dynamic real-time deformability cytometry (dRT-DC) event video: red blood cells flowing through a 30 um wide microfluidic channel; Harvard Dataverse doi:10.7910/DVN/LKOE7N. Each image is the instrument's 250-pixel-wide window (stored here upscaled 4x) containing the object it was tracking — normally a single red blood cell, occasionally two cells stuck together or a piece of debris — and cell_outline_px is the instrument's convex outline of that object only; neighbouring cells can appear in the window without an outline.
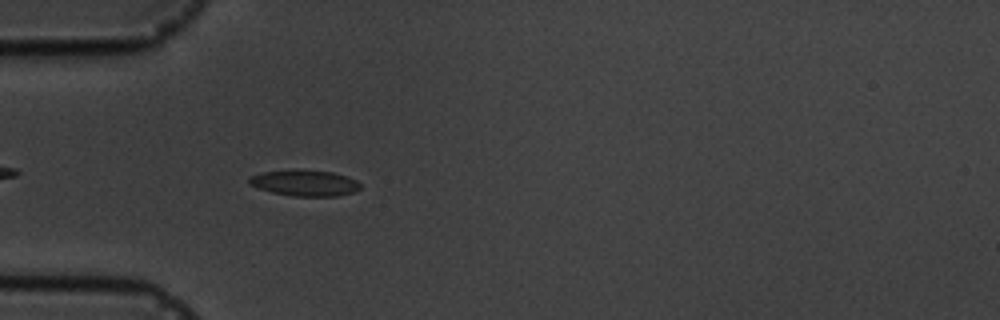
{"species": "common noctule bat (a hibernating species)", "species_latin": "Nyctalus noctula", "temperature_condition": "cold", "stored_images_in_passage": 5, "camera_frame_rate_fps": 3000, "um_per_image_px": 0.085, "animal": {"sex": "male", "body_mass_g": 19.5, "forearm_length_mm": 54.6}, "frame": {"image": 1, "passage_image": 5, "time_ms": 4.667, "image_size_px": [1000, 320], "cell_outline_px": [[360, 188], [356, 192], [336, 196], [292, 196], [272, 192], [248, 184], [248, 176], [264, 172], [296, 168], [332, 172], [348, 176], [356, 180], [360, 184]], "centroid_in_image_um": [25.9, 15.53], "position_along_channel_um": 59.1, "area_um2": 17.17}}